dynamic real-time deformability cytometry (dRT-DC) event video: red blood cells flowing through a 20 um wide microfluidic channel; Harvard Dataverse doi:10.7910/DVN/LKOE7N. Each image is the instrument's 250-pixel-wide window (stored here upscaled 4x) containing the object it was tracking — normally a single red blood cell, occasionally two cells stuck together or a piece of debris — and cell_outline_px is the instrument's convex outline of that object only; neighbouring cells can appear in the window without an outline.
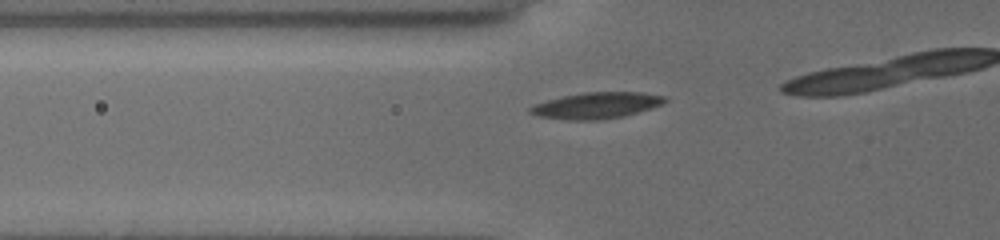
{"species": "common noctule bat (a hibernating species)", "species_latin": "Nyctalus noctula", "temperature_condition": "cold", "stored_images_in_passage": 13, "camera_frame_rate_fps": 3000, "um_per_image_px": 0.085, "animal": {"sex": "female", "body_mass_g": 19.5, "forearm_length_mm": 54.1}, "frame": {"image": 1, "passage_image": 8, "time_ms": 2.333, "image_size_px": [1000, 240], "cell_outline_px": [[668, 100], [652, 108], [624, 116], [600, 120], [568, 120], [536, 116], [528, 112], [528, 108], [532, 104], [564, 96], [584, 92], [640, 92], [664, 96]], "centroid_in_image_um": [50.65, 8.97], "position_along_channel_um": 75.1, "area_um2": 20.63}}